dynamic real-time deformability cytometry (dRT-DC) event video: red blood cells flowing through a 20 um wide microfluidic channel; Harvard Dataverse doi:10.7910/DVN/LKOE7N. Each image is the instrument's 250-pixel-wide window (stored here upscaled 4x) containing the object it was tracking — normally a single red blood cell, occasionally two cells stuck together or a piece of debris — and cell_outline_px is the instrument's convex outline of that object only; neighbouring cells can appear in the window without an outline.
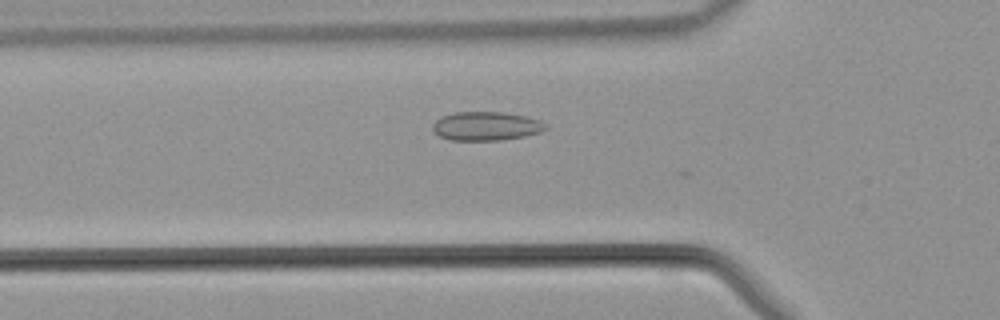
{"species": "common noctule bat (a hibernating species)", "species_latin": "Nyctalus noctula", "temperature_condition": "warm", "stored_images_in_passage": 40, "camera_frame_rate_fps": 3000, "um_per_image_px": 0.085, "animal": {"sex": "male", "body_mass_g": 21.5, "forearm_length_mm": 52.0}, "frame": {"image": 1, "passage_image": 11, "time_ms": 3.333, "image_size_px": [1000, 320], "cell_outline_px": [[548, 128], [540, 132], [524, 136], [500, 140], [452, 140], [440, 136], [432, 128], [432, 124], [440, 116], [452, 112], [504, 112], [528, 116], [540, 120], [548, 124]], "centroid_in_image_um": [41.35, 10.7], "position_along_channel_um": 84.5, "area_um2": 19.13}}
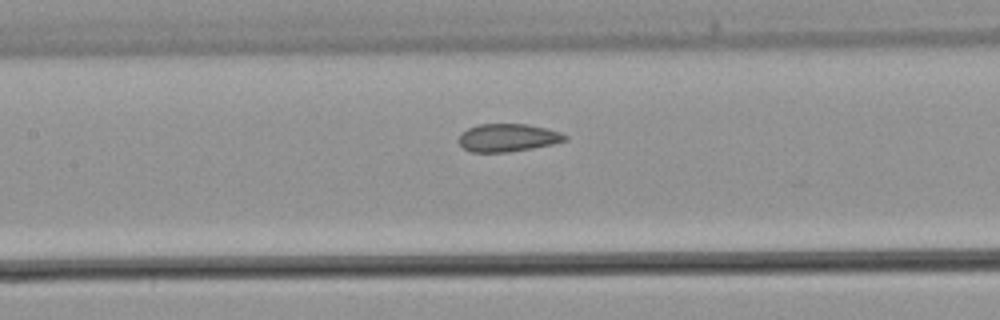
{"frame": {"image": 2, "passage_image": 16, "time_ms": 5.0, "image_size_px": [1000, 320], "cell_outline_px": [[568, 140], [552, 144], [532, 148], [508, 152], [472, 152], [464, 148], [460, 144], [460, 136], [468, 128], [480, 124], [528, 124], [560, 132], [568, 136]], "centroid_in_image_um": [43.2, 11.7], "position_along_channel_um": 164.2, "area_um2": 17.05}}
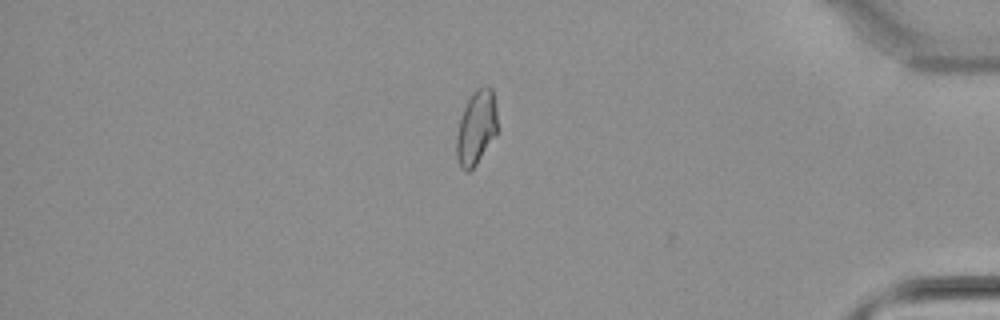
{"frame": {"image": 3, "passage_image": 33, "time_ms": 10.667, "image_size_px": [1000, 320], "cell_outline_px": [[496, 136], [476, 164], [468, 172], [464, 172], [460, 168], [456, 156], [456, 136], [460, 120], [464, 108], [472, 92], [476, 88], [492, 88], [496, 108]], "centroid_in_image_um": [40.46, 10.89], "position_along_channel_um": 394.7, "area_um2": 17.57}}